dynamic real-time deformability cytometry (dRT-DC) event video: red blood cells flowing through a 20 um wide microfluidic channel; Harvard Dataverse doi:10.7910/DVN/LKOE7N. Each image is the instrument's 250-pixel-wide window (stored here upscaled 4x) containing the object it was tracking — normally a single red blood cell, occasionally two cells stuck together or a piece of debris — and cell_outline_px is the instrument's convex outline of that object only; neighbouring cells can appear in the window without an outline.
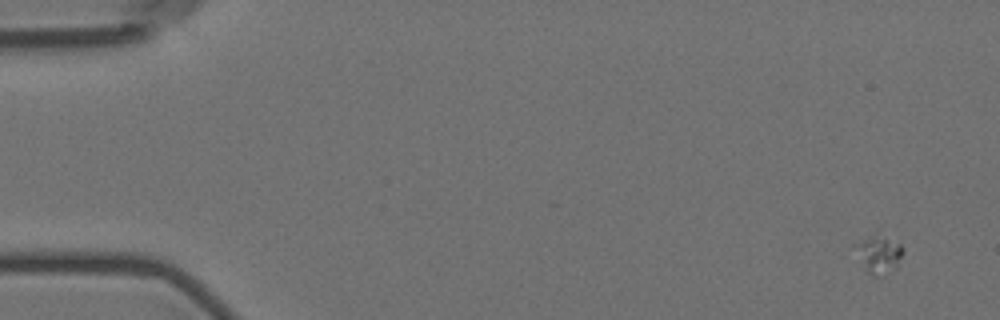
{"species": "Egyptian fruit bat (a non-hibernating species)", "species_latin": "Rousettus aegyptiacus", "temperature_condition": "room temperature", "stored_images_in_passage": 7, "camera_frame_rate_fps": 3000, "um_per_image_px": 0.085, "animal": {"sex": "female"}, "frame": {"image": 1, "passage_image": 1, "time_ms": 0.0, "image_size_px": [1000, 320], "cell_outline_px": [[904, 252], [896, 268], [884, 276], [872, 276], [868, 272], [848, 248], [852, 244], [872, 236], [888, 240], [900, 244], [904, 248]], "centroid_in_image_um": [74.61, 21.68], "position_along_channel_um": 10.4, "area_um2": 10.64}}
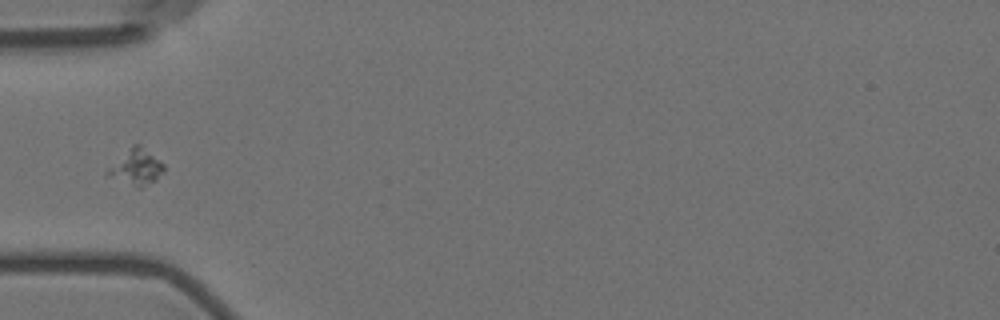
{"frame": {"image": 2, "passage_image": 6, "time_ms": 5.667, "image_size_px": [1000, 320], "cell_outline_px": [[164, 172], [156, 180], [140, 188], [136, 188], [104, 176], [104, 172], [132, 144], [140, 144], [160, 160], [164, 164]], "centroid_in_image_um": [11.55, 14.23], "position_along_channel_um": 73.5, "area_um2": 12.02}}
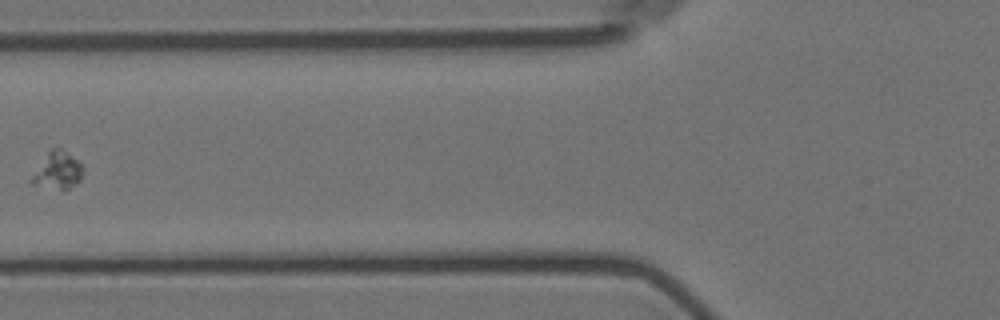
{"frame": {"image": 3, "passage_image": 7, "time_ms": 7.0, "image_size_px": [1000, 320], "cell_outline_px": [[84, 168], [80, 180], [76, 184], [64, 192], [32, 184], [28, 180], [48, 152], [52, 148], [60, 148], [76, 160]], "centroid_in_image_um": [4.88, 14.56], "position_along_channel_um": 120.9, "area_um2": 11.16}}